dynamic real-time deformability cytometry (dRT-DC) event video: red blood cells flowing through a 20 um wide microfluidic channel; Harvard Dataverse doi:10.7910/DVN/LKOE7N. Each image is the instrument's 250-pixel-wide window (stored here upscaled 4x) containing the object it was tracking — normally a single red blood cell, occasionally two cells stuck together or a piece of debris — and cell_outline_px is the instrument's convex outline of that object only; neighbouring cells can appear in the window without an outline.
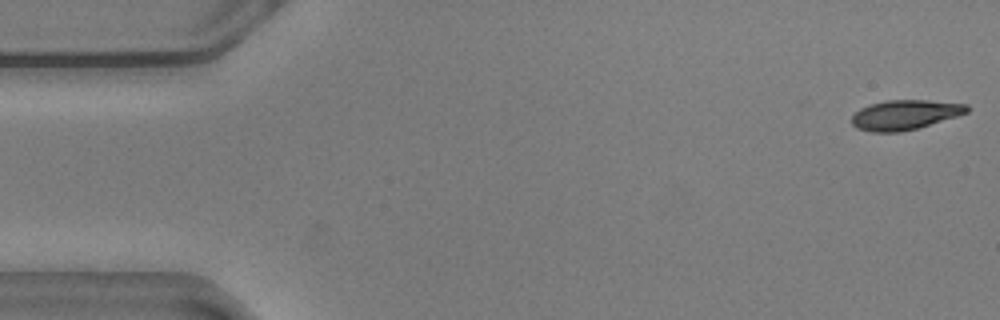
{"species": "common noctule bat (a hibernating species)", "species_latin": "Nyctalus noctula", "temperature_condition": "warm", "stored_images_in_passage": 55, "camera_frame_rate_fps": 3000, "um_per_image_px": 0.085, "animal": {"sex": "male", "body_mass_g": 20.5, "forearm_length_mm": 52.5}, "frame": {"image": 1, "passage_image": 1, "time_ms": 0.0, "image_size_px": [1000, 320], "cell_outline_px": [[968, 112], [956, 116], [916, 128], [900, 132], [872, 132], [856, 128], [852, 124], [852, 116], [860, 108], [868, 104], [888, 100], [928, 100], [968, 104]], "centroid_in_image_um": [76.88, 9.75], "position_along_channel_um": 8.1, "area_um2": 19.83}}
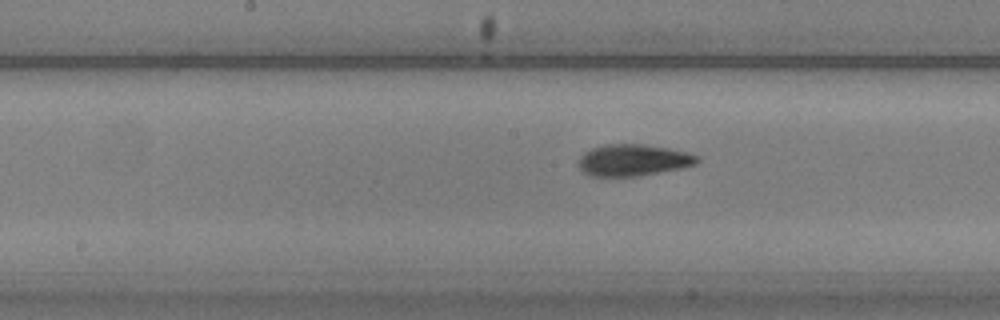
{"frame": {"image": 2, "passage_image": 27, "time_ms": 8.667, "image_size_px": [1000, 320], "cell_outline_px": [[700, 160], [696, 164], [680, 168], [640, 176], [588, 176], [576, 164], [580, 156], [584, 152], [592, 148], [604, 144], [644, 144], [668, 148], [700, 156]], "centroid_in_image_um": [53.79, 13.61], "position_along_channel_um": 194.4, "area_um2": 21.96}}
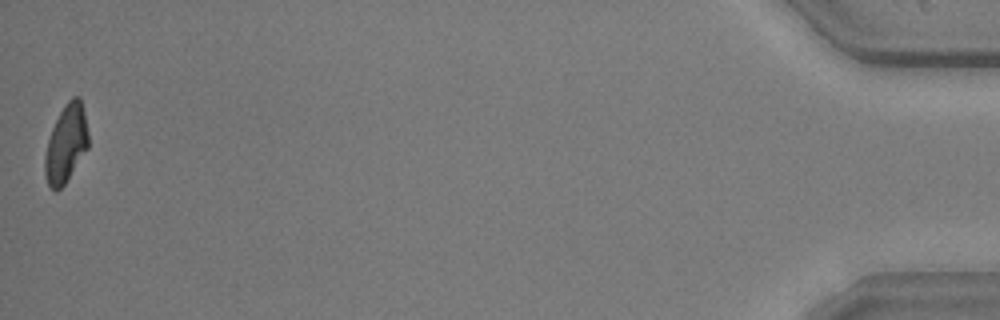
{"frame": {"image": 3, "passage_image": 55, "time_ms": 18.0, "image_size_px": [1000, 320], "cell_outline_px": [[88, 148], [64, 184], [56, 192], [48, 184], [44, 176], [44, 156], [48, 140], [52, 128], [60, 112], [68, 100], [72, 96], [80, 96], [84, 112], [88, 132]], "centroid_in_image_um": [5.6, 12.21], "position_along_channel_um": 429.6, "area_um2": 19.59}, "authors_computed_cell_mechanics": {"area_um2": 21.097, "velocity_mm_per_s": 3.5985, "shape_relaxation_time_tau1_ms": 3.3374, "shape_relaxation_time_tau2_ms": 2.0992, "deformation_change_tau1": 0.1823, "deformation_change_tau2": 0.0871}}